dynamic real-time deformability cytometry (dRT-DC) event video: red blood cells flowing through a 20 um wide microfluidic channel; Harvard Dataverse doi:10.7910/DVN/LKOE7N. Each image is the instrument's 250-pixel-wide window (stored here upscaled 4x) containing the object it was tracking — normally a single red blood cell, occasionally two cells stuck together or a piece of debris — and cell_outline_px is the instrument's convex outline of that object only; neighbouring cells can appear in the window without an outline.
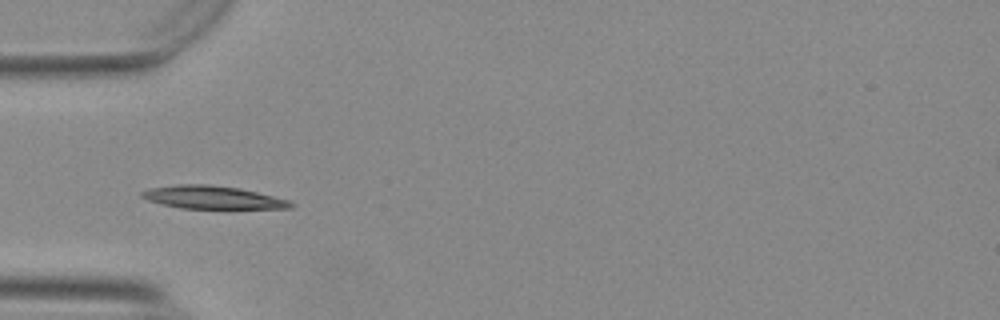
{"species": "Egyptian fruit bat (a non-hibernating species)", "species_latin": "Rousettus aegyptiacus", "temperature_condition": "warm", "stored_images_in_passage": 10, "camera_frame_rate_fps": 3000, "um_per_image_px": 0.085, "animal": {"sex": "female"}, "frame": {"image": 1, "passage_image": 4, "time_ms": 1.0, "image_size_px": [1000, 320], "cell_outline_px": [[292, 208], [180, 208], [160, 204], [148, 200], [140, 196], [140, 192], [152, 188], [176, 184], [208, 184], [240, 188], [288, 200], [292, 204]], "centroid_in_image_um": [18.0, 16.77], "position_along_channel_um": 67.0, "area_um2": 19.65}}
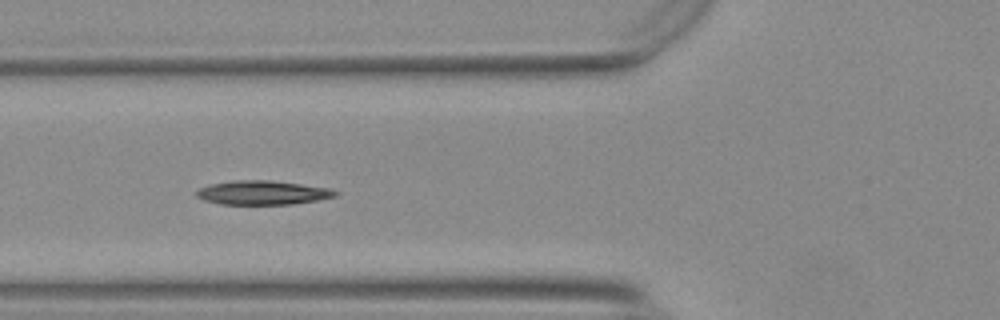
{"frame": {"image": 2, "passage_image": 7, "time_ms": 2.0, "image_size_px": [1000, 320], "cell_outline_px": [[336, 196], [316, 200], [292, 204], [220, 204], [204, 200], [196, 196], [196, 192], [200, 188], [212, 184], [236, 180], [268, 180], [300, 184], [328, 188], [336, 192]], "centroid_in_image_um": [22.28, 16.38], "position_along_channel_um": 103.5, "area_um2": 19.07}}